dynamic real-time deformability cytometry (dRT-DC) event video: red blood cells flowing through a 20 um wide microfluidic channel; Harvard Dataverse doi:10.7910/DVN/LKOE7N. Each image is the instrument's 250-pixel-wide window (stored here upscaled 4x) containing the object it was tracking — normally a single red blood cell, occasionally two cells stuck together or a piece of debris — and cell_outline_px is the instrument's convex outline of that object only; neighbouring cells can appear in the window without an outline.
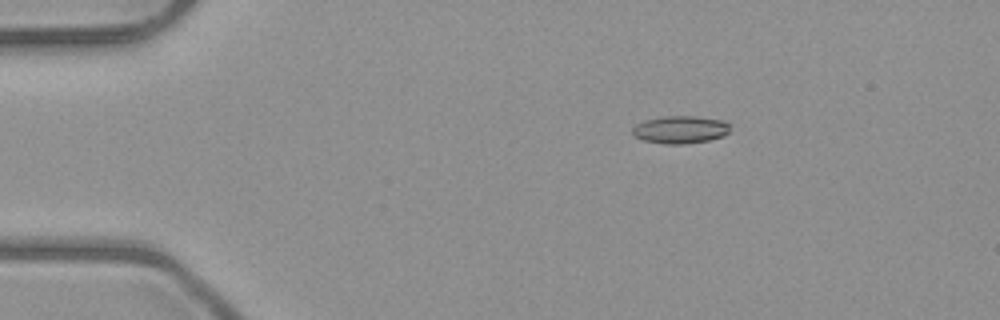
{"species": "common noctule bat (a hibernating species)", "species_latin": "Nyctalus noctula", "temperature_condition": "room temperature", "stored_images_in_passage": 3, "camera_frame_rate_fps": 3000, "um_per_image_px": 0.085, "animal": {"sex": "male", "body_mass_g": 23.1, "forearm_length_mm": 52.7}, "frame": {"image": 1, "passage_image": 1, "time_ms": 0.0, "image_size_px": [1000, 320], "cell_outline_px": [[728, 132], [724, 136], [708, 140], [684, 144], [664, 144], [644, 140], [632, 136], [632, 128], [636, 124], [644, 120], [664, 116], [696, 116], [724, 120], [728, 124]], "centroid_in_image_um": [57.79, 11.01], "position_along_channel_um": 27.2, "area_um2": 15.78}}